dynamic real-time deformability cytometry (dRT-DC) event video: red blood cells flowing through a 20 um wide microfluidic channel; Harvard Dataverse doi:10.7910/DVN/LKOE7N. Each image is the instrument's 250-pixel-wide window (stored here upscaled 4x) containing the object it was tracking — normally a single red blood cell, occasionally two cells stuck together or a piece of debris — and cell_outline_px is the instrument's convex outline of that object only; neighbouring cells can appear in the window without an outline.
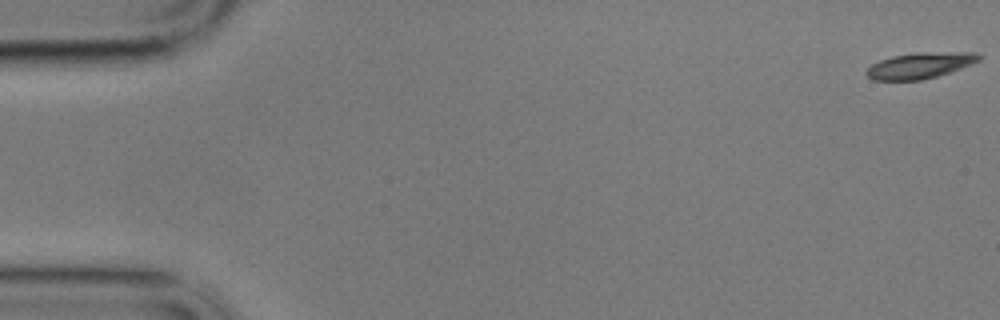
{"species": "common noctule bat (a hibernating species)", "species_latin": "Nyctalus noctula", "temperature_condition": "cold", "stored_images_in_passage": 15, "camera_frame_rate_fps": 3000, "um_per_image_px": 0.085, "animal": {"sex": "male", "body_mass_g": 17.9}, "frame": {"image": 1, "passage_image": 1, "time_ms": 0.0, "image_size_px": [1000, 320], "cell_outline_px": [[984, 56], [980, 60], [972, 64], [936, 76], [920, 80], [872, 80], [864, 72], [872, 64], [880, 60], [892, 56], [916, 52], [976, 52]], "centroid_in_image_um": [78.22, 5.55], "position_along_channel_um": 6.8, "area_um2": 17.05}}
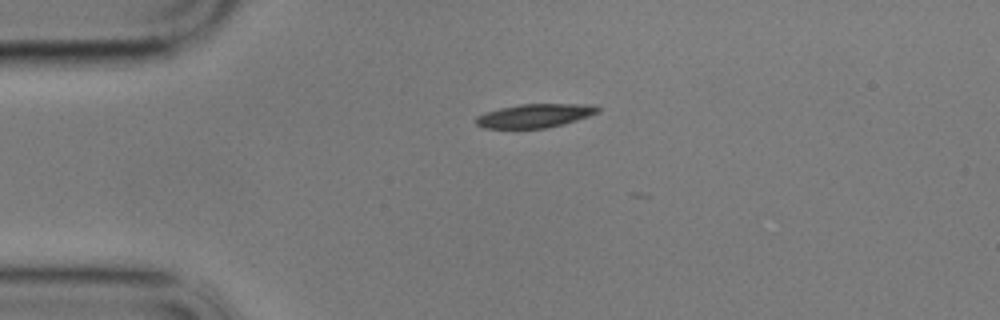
{"frame": {"image": 2, "passage_image": 14, "time_ms": 4.333, "image_size_px": [1000, 320], "cell_outline_px": [[600, 112], [564, 124], [544, 128], [484, 128], [476, 124], [476, 116], [484, 112], [500, 108], [520, 104], [592, 104], [600, 108]], "centroid_in_image_um": [45.46, 9.83], "position_along_channel_um": 39.5, "area_um2": 16.82}}